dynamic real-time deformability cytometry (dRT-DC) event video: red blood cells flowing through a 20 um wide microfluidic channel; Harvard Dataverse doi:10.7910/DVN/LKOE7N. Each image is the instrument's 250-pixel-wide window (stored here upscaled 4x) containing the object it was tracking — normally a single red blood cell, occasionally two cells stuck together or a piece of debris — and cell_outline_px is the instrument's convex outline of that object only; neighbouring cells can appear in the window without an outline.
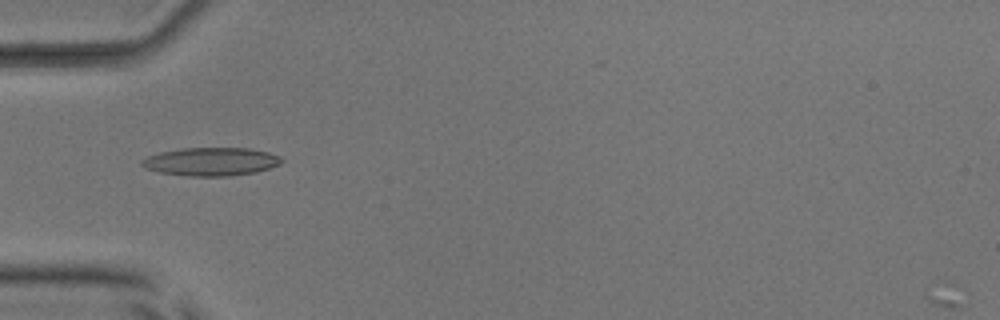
{"species": "common noctule bat (a hibernating species)", "species_latin": "Nyctalus noctula", "temperature_condition": "room temperature", "stored_images_in_passage": 37, "camera_frame_rate_fps": 3000, "um_per_image_px": 0.085, "animal": {"sex": "male", "body_mass_g": 17.9, "forearm_length_mm": 54.2}, "frame": {"image": 1, "passage_image": 8, "time_ms": 2.333, "image_size_px": [1000, 320], "cell_outline_px": [[284, 160], [280, 164], [256, 172], [228, 176], [188, 176], [160, 172], [144, 168], [140, 164], [140, 160], [148, 156], [160, 152], [184, 148], [248, 148], [268, 152], [280, 156]], "centroid_in_image_um": [17.93, 13.73], "position_along_channel_um": 67.1, "area_um2": 23.0}}
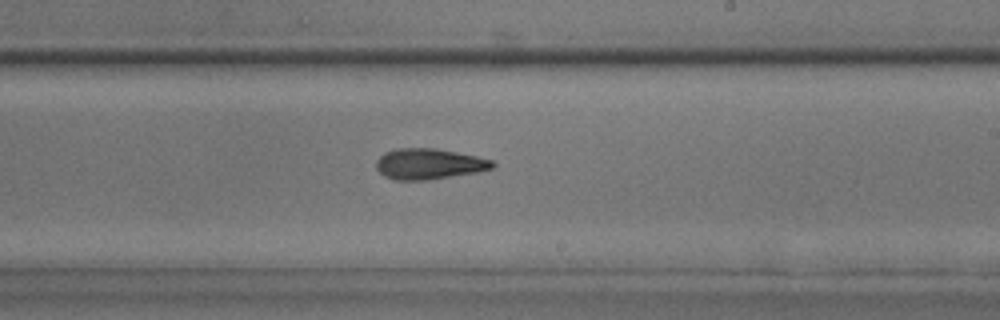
{"frame": {"image": 2, "passage_image": 22, "time_ms": 7.0, "image_size_px": [1000, 320], "cell_outline_px": [[496, 164], [492, 168], [476, 172], [428, 180], [396, 180], [384, 176], [376, 168], [376, 160], [384, 152], [396, 148], [436, 148], [476, 156], [492, 160]], "centroid_in_image_um": [36.43, 13.93], "position_along_channel_um": 252.6, "area_um2": 20.81}}
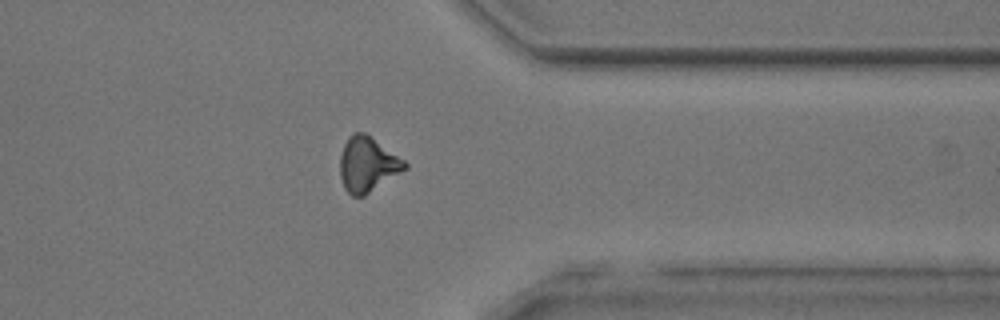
{"frame": {"image": 3, "passage_image": 32, "time_ms": 10.333, "image_size_px": [1000, 320], "cell_outline_px": [[408, 168], [364, 196], [352, 196], [344, 188], [340, 176], [340, 156], [344, 144], [348, 136], [352, 132], [364, 132], [404, 160], [408, 164]], "centroid_in_image_um": [31.23, 13.98], "position_along_channel_um": 380.2, "area_um2": 20.63}}